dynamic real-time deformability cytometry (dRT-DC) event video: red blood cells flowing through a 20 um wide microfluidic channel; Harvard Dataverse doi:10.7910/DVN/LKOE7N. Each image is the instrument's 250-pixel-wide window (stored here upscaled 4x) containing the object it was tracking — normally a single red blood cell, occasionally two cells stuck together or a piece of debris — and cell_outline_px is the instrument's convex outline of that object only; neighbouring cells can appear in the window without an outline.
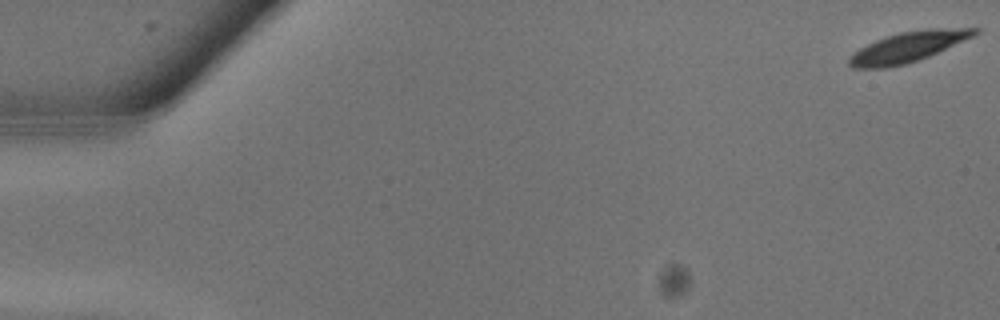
{"species": "common noctule bat (a hibernating species)", "species_latin": "Nyctalus noctula", "temperature_condition": "warm", "stored_images_in_passage": 11, "camera_frame_rate_fps": 3000, "um_per_image_px": 0.085, "animal": {"sex": "male", "body_mass_g": 13.3}, "frame": {"image": 1, "passage_image": 1, "time_ms": 0.0, "image_size_px": [1000, 320], "cell_outline_px": [[980, 32], [972, 36], [928, 56], [904, 64], [888, 68], [852, 68], [848, 64], [848, 56], [860, 48], [876, 40], [900, 32], [928, 28], [980, 28]], "centroid_in_image_um": [77.13, 3.99], "position_along_channel_um": 7.9, "area_um2": 21.79}}
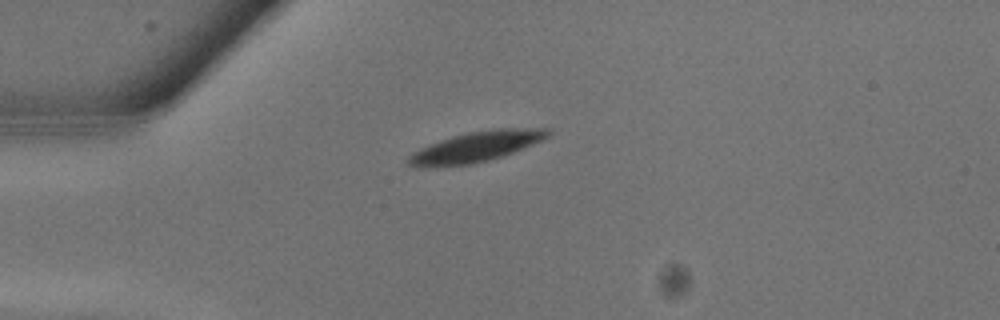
{"frame": {"image": 2, "passage_image": 8, "time_ms": 2.333, "image_size_px": [1000, 320], "cell_outline_px": [[552, 132], [544, 140], [512, 152], [488, 160], [468, 164], [436, 168], [412, 168], [408, 164], [408, 156], [412, 152], [420, 148], [452, 136], [468, 132], [496, 128], [552, 128]], "centroid_in_image_um": [40.43, 12.48], "position_along_channel_um": 44.6, "area_um2": 24.85}}